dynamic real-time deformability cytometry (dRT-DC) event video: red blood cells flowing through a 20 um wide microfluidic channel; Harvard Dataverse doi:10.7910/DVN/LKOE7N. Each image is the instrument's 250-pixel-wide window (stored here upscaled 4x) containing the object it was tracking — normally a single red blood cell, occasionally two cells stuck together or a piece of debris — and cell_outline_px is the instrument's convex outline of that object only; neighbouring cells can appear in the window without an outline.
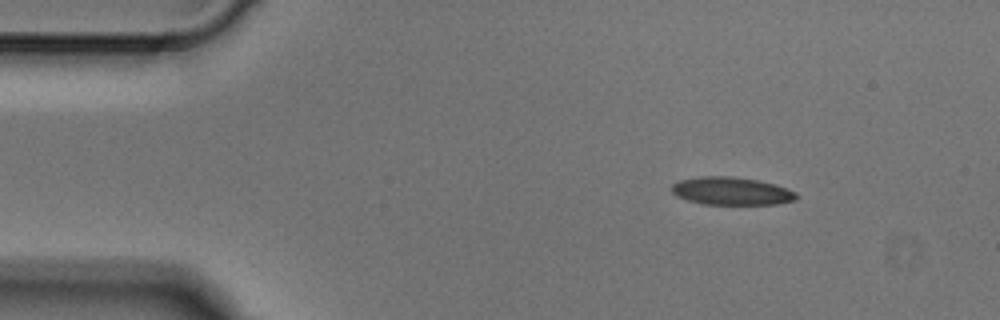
{"species": "Egyptian fruit bat (a non-hibernating species)", "species_latin": "Rousettus aegyptiacus", "temperature_condition": "cold", "stored_images_in_passage": 1, "camera_frame_rate_fps": 3000, "um_per_image_px": 0.085, "animal": {"sex": "male"}, "frame": {"image": 1, "passage_image": 1, "time_ms": 0.0, "image_size_px": [1000, 320], "cell_outline_px": [[800, 196], [796, 200], [776, 204], [704, 204], [688, 200], [676, 196], [672, 192], [672, 184], [680, 180], [700, 176], [732, 176], [760, 180], [776, 184], [788, 188], [796, 192]], "centroid_in_image_um": [62.22, 16.23], "position_along_channel_um": 22.8, "area_um2": 20.46}}